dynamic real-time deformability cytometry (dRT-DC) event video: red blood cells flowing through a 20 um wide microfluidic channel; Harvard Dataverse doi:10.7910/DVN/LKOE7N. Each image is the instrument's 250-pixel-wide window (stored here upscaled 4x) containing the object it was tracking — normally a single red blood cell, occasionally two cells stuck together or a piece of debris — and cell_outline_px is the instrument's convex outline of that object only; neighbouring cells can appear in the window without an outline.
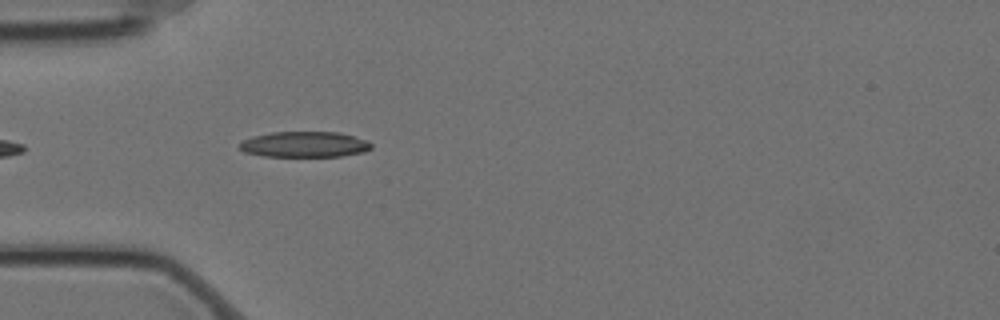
{"species": "Egyptian fruit bat (a non-hibernating species)", "species_latin": "Rousettus aegyptiacus", "temperature_condition": "cold", "stored_images_in_passage": 5, "camera_frame_rate_fps": 3000, "um_per_image_px": 0.085, "animal": {"sex": "female"}, "frame": {"image": 1, "passage_image": 5, "time_ms": 1.333, "image_size_px": [1000, 320], "cell_outline_px": [[372, 148], [364, 152], [340, 156], [264, 156], [244, 152], [240, 148], [240, 144], [244, 140], [252, 136], [272, 132], [340, 132], [368, 140], [372, 144]], "centroid_in_image_um": [25.92, 12.27], "position_along_channel_um": 59.1, "area_um2": 19.71}}